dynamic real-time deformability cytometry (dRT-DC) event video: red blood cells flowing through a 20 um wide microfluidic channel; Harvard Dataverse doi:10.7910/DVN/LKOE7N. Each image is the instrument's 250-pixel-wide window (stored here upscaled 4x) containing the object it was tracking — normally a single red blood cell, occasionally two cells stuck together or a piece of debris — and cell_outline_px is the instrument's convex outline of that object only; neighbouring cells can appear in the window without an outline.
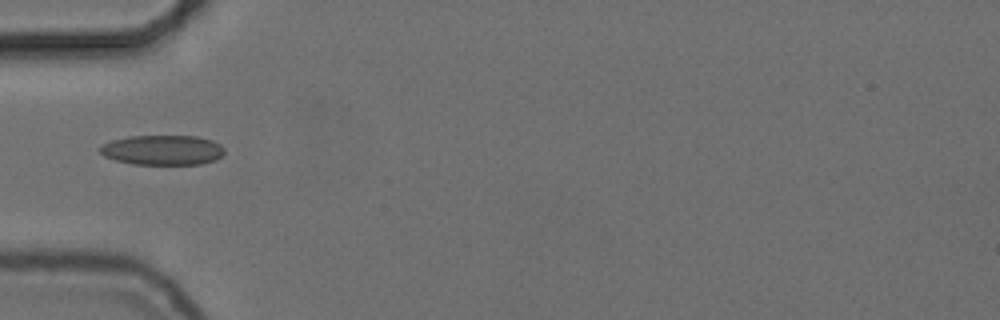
{"species": "common noctule bat (a hibernating species)", "species_latin": "Nyctalus noctula", "temperature_condition": "cold", "stored_images_in_passage": 18, "camera_frame_rate_fps": 3000, "um_per_image_px": 0.085, "animal": {"sex": "female", "body_mass_g": 24.6, "forearm_length_mm": 56.2}, "frame": {"image": 1, "passage_image": 1, "time_ms": 0.0, "image_size_px": [1000, 320], "cell_outline_px": [[224, 152], [216, 160], [200, 164], [132, 164], [116, 160], [104, 156], [100, 152], [100, 148], [104, 144], [112, 140], [128, 136], [196, 136], [212, 140], [220, 144], [224, 148]], "centroid_in_image_um": [13.83, 12.75], "position_along_channel_um": 71.2, "area_um2": 21.62}}
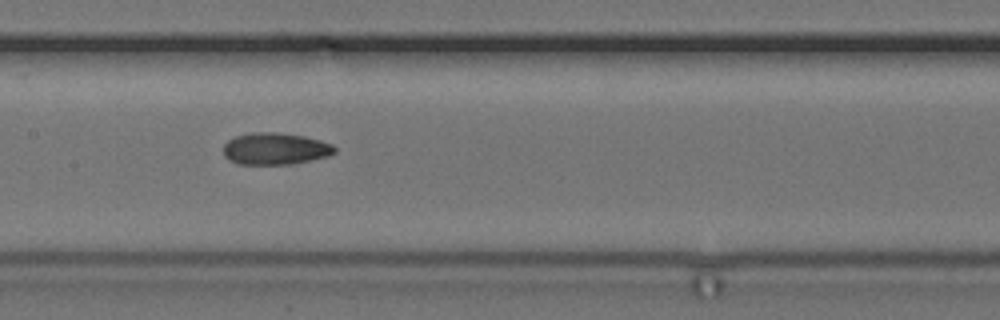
{"frame": {"image": 2, "passage_image": 10, "time_ms": 3.0, "image_size_px": [1000, 320], "cell_outline_px": [[336, 152], [328, 156], [288, 164], [236, 164], [228, 160], [224, 156], [224, 144], [228, 140], [236, 136], [252, 132], [276, 132], [304, 136], [320, 140], [332, 144], [336, 148]], "centroid_in_image_um": [23.37, 12.63], "position_along_channel_um": 184.0, "area_um2": 20.63}}
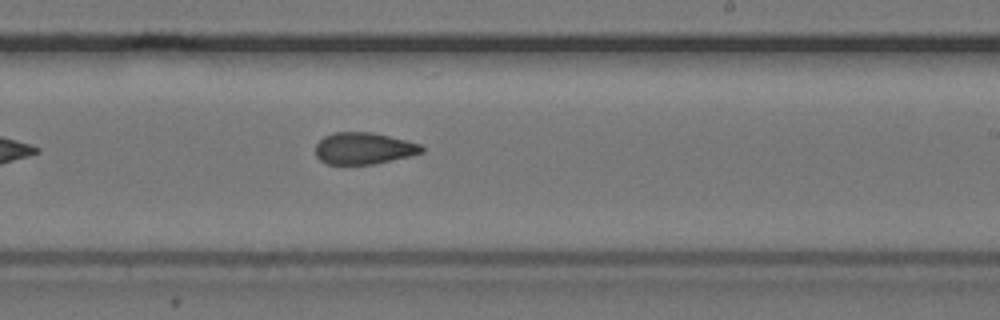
{"frame": {"image": 3, "passage_image": 16, "time_ms": 5.0, "image_size_px": [1000, 320], "cell_outline_px": [[424, 152], [408, 156], [372, 164], [328, 164], [320, 160], [316, 156], [316, 144], [324, 136], [332, 132], [372, 132], [420, 144], [424, 148]], "centroid_in_image_um": [30.88, 12.6], "position_along_channel_um": 258.1, "area_um2": 19.42}}